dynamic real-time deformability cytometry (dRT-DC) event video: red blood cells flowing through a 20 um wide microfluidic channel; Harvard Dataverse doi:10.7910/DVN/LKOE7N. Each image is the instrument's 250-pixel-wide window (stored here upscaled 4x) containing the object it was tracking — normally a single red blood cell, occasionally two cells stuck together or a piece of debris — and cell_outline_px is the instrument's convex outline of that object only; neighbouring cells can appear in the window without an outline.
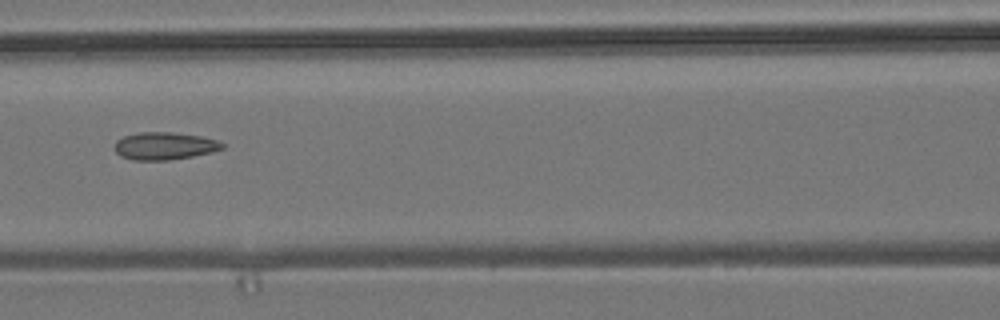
{"species": "common noctule bat (a hibernating species)", "species_latin": "Nyctalus noctula", "temperature_condition": "room temperature", "stored_images_in_passage": 8, "camera_frame_rate_fps": 3000, "um_per_image_px": 0.085, "animal": {"sex": "male", "body_mass_g": 19.2, "forearm_length_mm": 51.8}, "frame": {"image": 1, "passage_image": 8, "time_ms": 2.333, "image_size_px": [1000, 320], "cell_outline_px": [[224, 148], [212, 152], [192, 156], [168, 160], [132, 160], [120, 156], [116, 152], [116, 140], [124, 136], [140, 132], [172, 132], [200, 136], [216, 140], [224, 144]], "centroid_in_image_um": [13.97, 12.4], "position_along_channel_um": 152.6, "area_um2": 17.17}}